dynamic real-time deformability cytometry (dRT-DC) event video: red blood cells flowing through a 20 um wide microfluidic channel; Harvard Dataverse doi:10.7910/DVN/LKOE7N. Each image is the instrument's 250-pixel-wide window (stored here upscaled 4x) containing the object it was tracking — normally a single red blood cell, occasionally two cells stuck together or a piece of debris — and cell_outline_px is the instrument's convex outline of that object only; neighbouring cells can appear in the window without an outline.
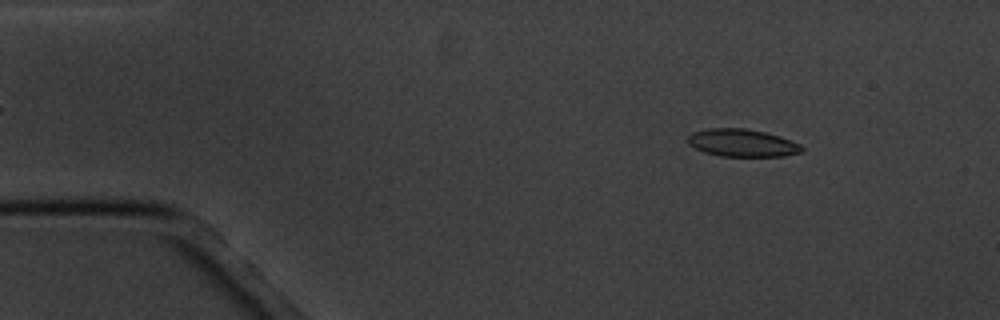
{"species": "common noctule bat (a hibernating species)", "species_latin": "Nyctalus noctula", "temperature_condition": "cold", "stored_images_in_passage": 5, "camera_frame_rate_fps": 3000, "um_per_image_px": 0.085, "animal": {"sex": "male", "body_mass_g": 20.1, "forearm_length_mm": 53.5}, "frame": {"image": 1, "passage_image": 2, "time_ms": 1.0, "image_size_px": [1000, 320], "cell_outline_px": [[804, 152], [784, 156], [720, 156], [704, 152], [688, 144], [688, 136], [692, 132], [708, 128], [744, 128], [764, 132], [780, 136], [800, 144], [804, 148]], "centroid_in_image_um": [63.1, 12.15], "position_along_channel_um": 21.9, "area_um2": 18.38}}
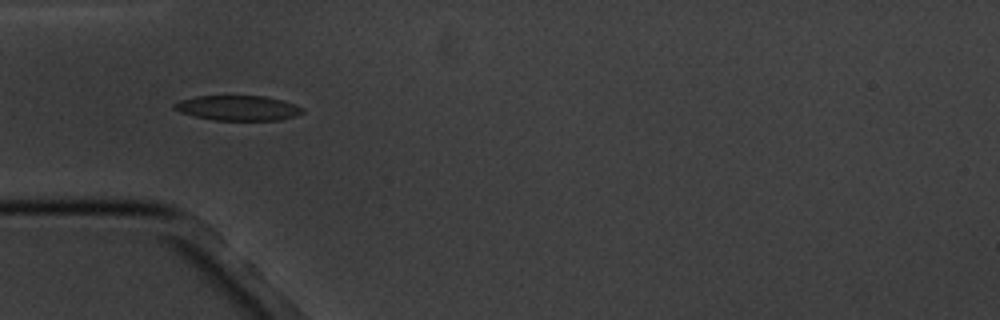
{"frame": {"image": 2, "passage_image": 4, "time_ms": 4.333, "image_size_px": [1000, 320], "cell_outline_px": [[304, 112], [280, 120], [212, 120], [180, 112], [172, 108], [172, 104], [180, 100], [196, 96], [264, 96], [284, 100], [304, 108]], "centroid_in_image_um": [20.21, 9.17], "position_along_channel_um": 64.8, "area_um2": 18.67}}
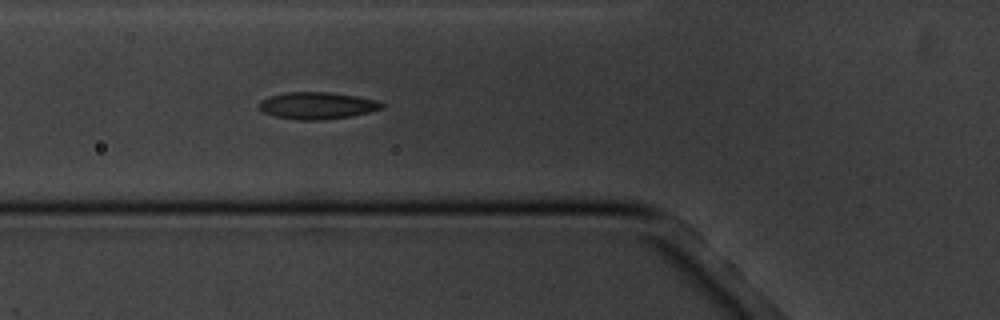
{"frame": {"image": 3, "passage_image": 5, "time_ms": 5.333, "image_size_px": [1000, 320], "cell_outline_px": [[384, 108], [352, 116], [324, 120], [296, 120], [276, 116], [264, 112], [260, 108], [260, 100], [268, 96], [288, 92], [328, 92], [356, 96], [376, 100], [384, 104]], "centroid_in_image_um": [26.97, 8.98], "position_along_channel_um": 98.8, "area_um2": 19.25}}